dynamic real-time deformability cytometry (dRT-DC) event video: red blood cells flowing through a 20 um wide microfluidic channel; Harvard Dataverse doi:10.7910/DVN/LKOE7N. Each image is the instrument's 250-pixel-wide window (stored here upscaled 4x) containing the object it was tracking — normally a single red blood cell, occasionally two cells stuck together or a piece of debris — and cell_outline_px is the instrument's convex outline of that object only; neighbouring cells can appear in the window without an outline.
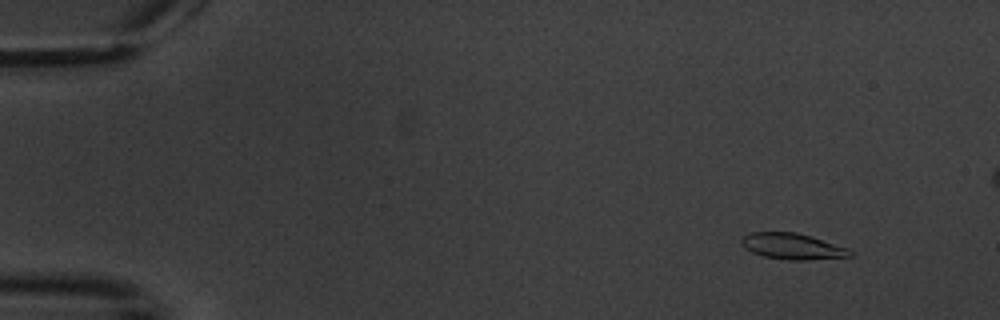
{"species": "common noctule bat (a hibernating species)", "species_latin": "Nyctalus noctula", "temperature_condition": "warm", "stored_images_in_passage": 8, "camera_frame_rate_fps": 3000, "um_per_image_px": 0.085, "animal": {"sex": "male", "body_mass_g": 20.1, "forearm_length_mm": 53.5}, "frame": {"image": 1, "passage_image": 2, "time_ms": 1.0, "image_size_px": [1000, 320], "cell_outline_px": [[852, 256], [804, 260], [788, 260], [764, 256], [752, 252], [744, 248], [740, 240], [744, 236], [752, 232], [796, 232], [848, 248], [852, 252]], "centroid_in_image_um": [67.33, 20.94], "position_along_channel_um": 17.7, "area_um2": 16.24}}
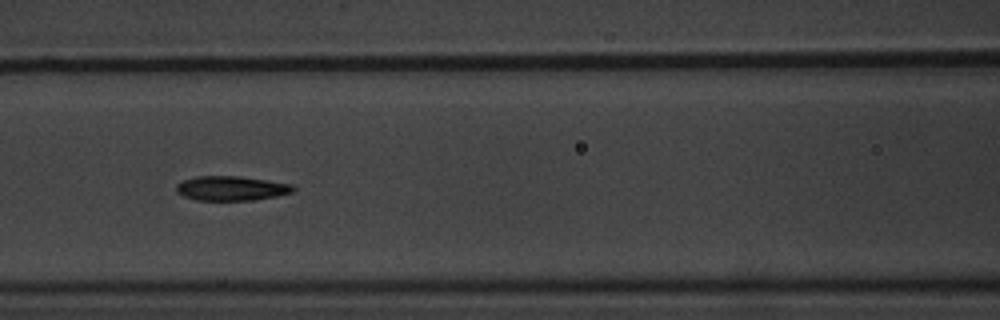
{"frame": {"image": 2, "passage_image": 7, "time_ms": 8.0, "image_size_px": [1000, 320], "cell_outline_px": [[296, 188], [292, 192], [276, 196], [252, 200], [196, 200], [184, 196], [176, 192], [176, 184], [180, 180], [196, 176], [240, 176], [292, 184]], "centroid_in_image_um": [19.62, 16.0], "position_along_channel_um": 147.0, "area_um2": 16.76}}
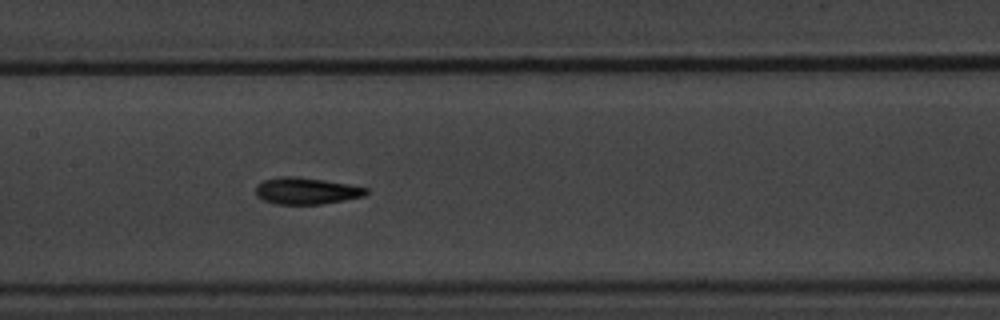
{"frame": {"image": 3, "passage_image": 8, "time_ms": 9.0, "image_size_px": [1000, 320], "cell_outline_px": [[368, 192], [364, 196], [344, 200], [320, 204], [276, 204], [264, 200], [256, 196], [256, 184], [264, 180], [280, 176], [296, 176], [324, 180], [348, 184], [368, 188]], "centroid_in_image_um": [26.01, 16.22], "position_along_channel_um": 181.4, "area_um2": 17.17}}